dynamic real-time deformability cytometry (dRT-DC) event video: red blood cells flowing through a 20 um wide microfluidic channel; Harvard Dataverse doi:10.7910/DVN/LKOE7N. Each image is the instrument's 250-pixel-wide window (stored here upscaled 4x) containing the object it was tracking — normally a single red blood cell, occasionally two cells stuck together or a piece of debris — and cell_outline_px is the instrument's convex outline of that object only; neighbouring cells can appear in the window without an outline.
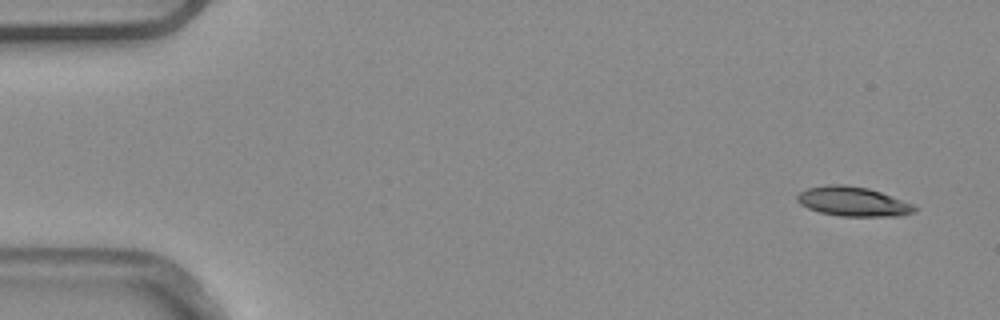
{"species": "common noctule bat (a hibernating species)", "species_latin": "Nyctalus noctula", "temperature_condition": "warm", "stored_images_in_passage": 6, "camera_frame_rate_fps": 3000, "um_per_image_px": 0.085, "animal": {"sex": "male", "body_mass_g": 20.4}, "frame": {"image": 1, "passage_image": 1, "time_ms": 0.0, "image_size_px": [1000, 320], "cell_outline_px": [[920, 208], [916, 212], [900, 216], [840, 216], [820, 212], [808, 208], [800, 204], [796, 200], [796, 196], [800, 192], [808, 188], [828, 184], [844, 184], [868, 188], [880, 192], [912, 204]], "centroid_in_image_um": [72.51, 17.13], "position_along_channel_um": 12.5, "area_um2": 20.17}}
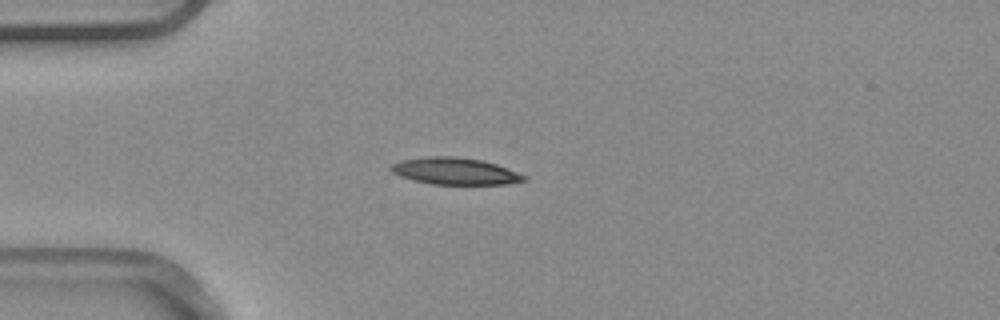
{"frame": {"image": 2, "passage_image": 3, "time_ms": 0.667, "image_size_px": [1000, 320], "cell_outline_px": [[528, 180], [508, 184], [432, 184], [412, 180], [400, 176], [392, 172], [388, 168], [392, 164], [400, 160], [428, 156], [452, 156], [480, 160], [496, 164], [528, 176]], "centroid_in_image_um": [38.67, 14.55], "position_along_channel_um": 46.3, "area_um2": 20.87}}